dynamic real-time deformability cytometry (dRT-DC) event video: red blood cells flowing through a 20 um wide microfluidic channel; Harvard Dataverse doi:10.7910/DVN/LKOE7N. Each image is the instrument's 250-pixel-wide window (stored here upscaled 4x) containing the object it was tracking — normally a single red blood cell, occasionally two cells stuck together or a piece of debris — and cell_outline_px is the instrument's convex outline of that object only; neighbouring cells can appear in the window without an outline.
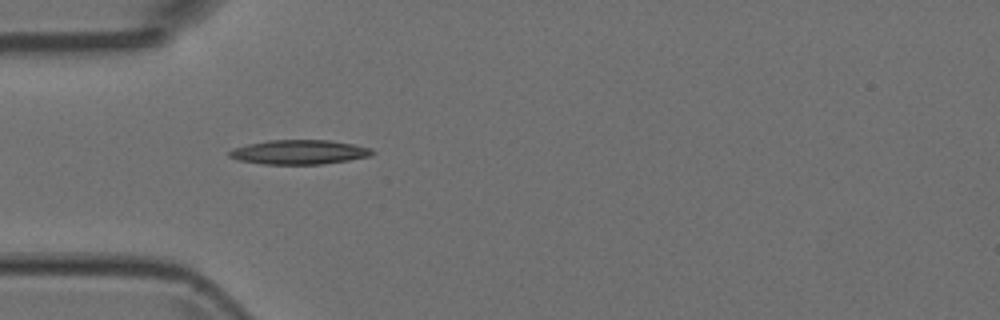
{"species": "Egyptian fruit bat (a non-hibernating species)", "species_latin": "Rousettus aegyptiacus", "temperature_condition": "room temperature", "stored_images_in_passage": 5, "camera_frame_rate_fps": 3000, "um_per_image_px": 0.085, "animal": {"sex": "female"}, "frame": {"image": 1, "passage_image": 4, "time_ms": 1.0, "image_size_px": [1000, 320], "cell_outline_px": [[376, 152], [372, 156], [324, 164], [264, 164], [240, 160], [228, 156], [228, 152], [232, 148], [248, 144], [268, 140], [328, 140], [352, 144], [372, 148]], "centroid_in_image_um": [25.45, 12.93], "position_along_channel_um": 59.5, "area_um2": 20.35}}
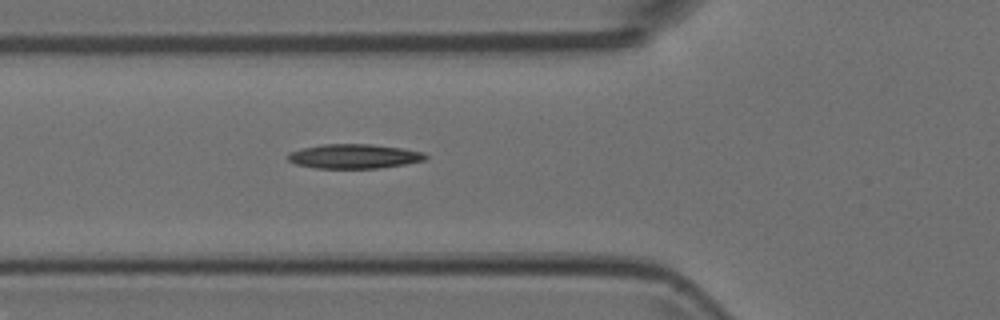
{"frame": {"image": 2, "passage_image": 5, "time_ms": 1.333, "image_size_px": [1000, 320], "cell_outline_px": [[428, 156], [424, 160], [404, 164], [380, 168], [316, 168], [296, 164], [288, 160], [288, 152], [304, 148], [324, 144], [372, 144], [404, 148], [424, 152]], "centroid_in_image_um": [30.12, 13.28], "position_along_channel_um": 95.7, "area_um2": 19.54}}